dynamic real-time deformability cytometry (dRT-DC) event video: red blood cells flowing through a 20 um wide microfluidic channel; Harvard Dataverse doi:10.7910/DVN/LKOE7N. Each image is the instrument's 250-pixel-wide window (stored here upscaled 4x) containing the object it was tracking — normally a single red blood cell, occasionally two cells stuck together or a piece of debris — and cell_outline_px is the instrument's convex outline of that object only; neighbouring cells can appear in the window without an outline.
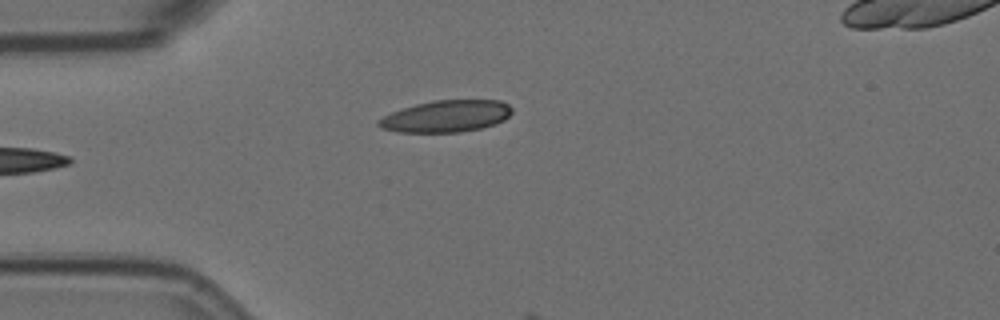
{"species": "Egyptian fruit bat (a non-hibernating species)", "species_latin": "Rousettus aegyptiacus", "temperature_condition": "room temperature", "stored_images_in_passage": 5, "camera_frame_rate_fps": 3000, "um_per_image_px": 0.085, "animal": {"sex": "female"}, "frame": {"image": 1, "passage_image": 5, "time_ms": 1.333, "image_size_px": [1000, 320], "cell_outline_px": [[512, 112], [504, 120], [496, 124], [480, 128], [460, 132], [396, 132], [380, 128], [376, 124], [376, 120], [392, 112], [416, 104], [432, 100], [500, 100], [508, 104], [512, 108]], "centroid_in_image_um": [37.91, 9.88], "position_along_channel_um": 47.1, "area_um2": 24.8}}